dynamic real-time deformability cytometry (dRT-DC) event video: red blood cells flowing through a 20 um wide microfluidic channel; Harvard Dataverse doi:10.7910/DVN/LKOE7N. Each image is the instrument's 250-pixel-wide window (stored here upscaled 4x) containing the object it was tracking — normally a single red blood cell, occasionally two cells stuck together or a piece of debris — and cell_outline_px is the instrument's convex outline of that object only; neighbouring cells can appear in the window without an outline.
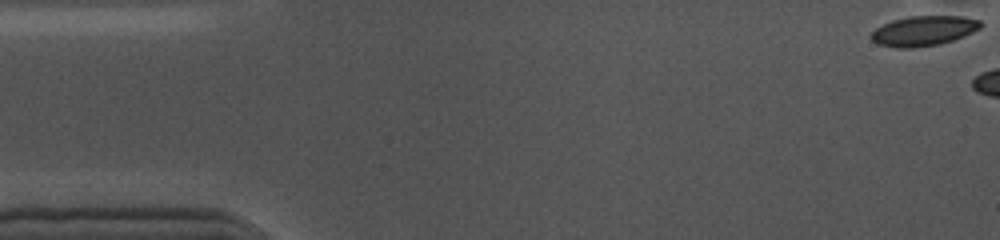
{"species": "common noctule bat (a hibernating species)", "species_latin": "Nyctalus noctula", "temperature_condition": "cold", "stored_images_in_passage": 6, "camera_frame_rate_fps": 3000, "um_per_image_px": 0.085, "animal": {"sex": "female", "body_mass_g": 10.0, "forearm_length_mm": 53.1}, "frame": {"image": 1, "passage_image": 1, "time_ms": 0.0, "image_size_px": [1000, 240], "cell_outline_px": [[984, 24], [980, 28], [964, 36], [940, 44], [912, 48], [896, 48], [876, 44], [872, 40], [872, 32], [876, 28], [892, 20], [908, 16], [964, 16], [980, 20]], "centroid_in_image_um": [78.52, 2.62], "position_along_channel_um": 6.5, "area_um2": 19.19}}